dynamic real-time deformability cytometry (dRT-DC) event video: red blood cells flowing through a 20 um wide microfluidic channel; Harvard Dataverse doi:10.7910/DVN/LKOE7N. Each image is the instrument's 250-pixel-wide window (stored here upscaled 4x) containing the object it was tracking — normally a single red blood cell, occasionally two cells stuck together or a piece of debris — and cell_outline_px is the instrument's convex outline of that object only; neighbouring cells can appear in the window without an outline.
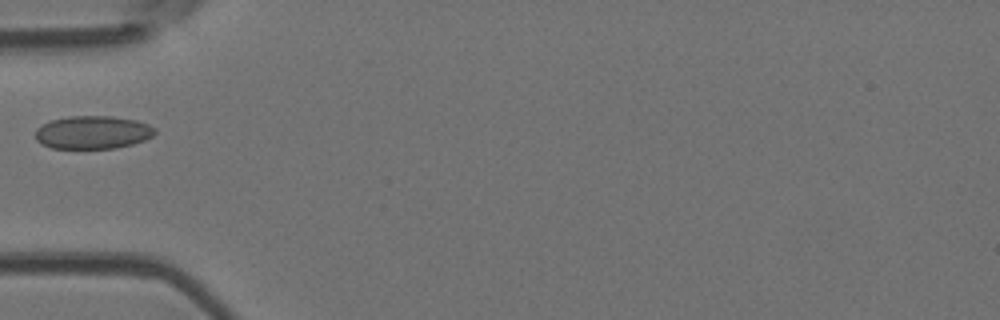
{"species": "Egyptian fruit bat (a non-hibernating species)", "species_latin": "Rousettus aegyptiacus", "temperature_condition": "room temperature", "stored_images_in_passage": 22, "camera_frame_rate_fps": 3000, "um_per_image_px": 0.085, "animal": {"sex": "female"}, "frame": {"image": 1, "passage_image": 1, "time_ms": 0.0, "image_size_px": [1000, 320], "cell_outline_px": [[156, 132], [152, 136], [144, 140], [132, 144], [116, 148], [52, 148], [40, 144], [36, 140], [36, 128], [52, 120], [68, 116], [112, 116], [136, 120], [148, 124], [156, 128]], "centroid_in_image_um": [7.89, 11.25], "position_along_channel_um": 77.1, "area_um2": 23.06}}